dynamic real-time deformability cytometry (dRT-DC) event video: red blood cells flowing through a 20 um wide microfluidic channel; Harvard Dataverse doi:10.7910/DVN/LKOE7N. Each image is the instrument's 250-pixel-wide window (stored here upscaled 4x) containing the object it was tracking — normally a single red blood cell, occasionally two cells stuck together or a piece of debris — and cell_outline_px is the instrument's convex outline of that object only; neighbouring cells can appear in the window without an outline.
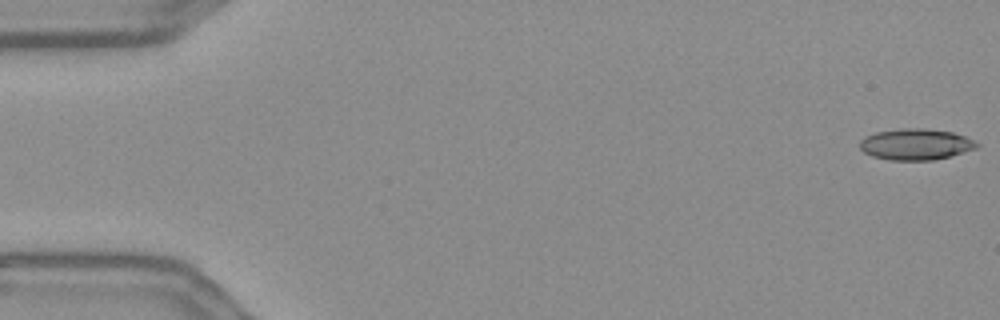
{"species": "Egyptian fruit bat (a non-hibernating species)", "species_latin": "Rousettus aegyptiacus", "temperature_condition": "warm", "stored_images_in_passage": 56, "camera_frame_rate_fps": 3000, "um_per_image_px": 0.085, "frame": {"image": 1, "passage_image": 1, "time_ms": 0.0, "image_size_px": [1000, 320], "cell_outline_px": [[980, 144], [976, 148], [948, 156], [932, 160], [888, 160], [872, 156], [864, 152], [860, 148], [860, 140], [864, 136], [876, 132], [900, 128], [928, 128], [952, 132], [964, 136]], "centroid_in_image_um": [77.79, 12.25], "position_along_channel_um": 7.2, "area_um2": 21.21}}
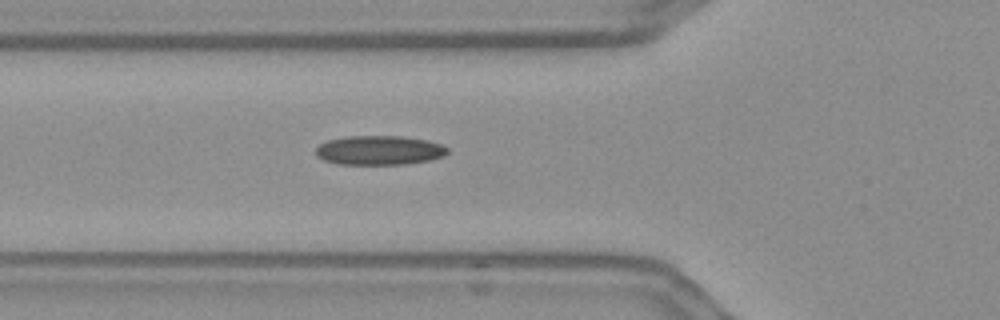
{"frame": {"image": 2, "passage_image": 20, "time_ms": 6.333, "image_size_px": [1000, 320], "cell_outline_px": [[448, 152], [444, 156], [428, 160], [408, 164], [336, 164], [324, 160], [316, 156], [316, 148], [320, 144], [328, 140], [344, 136], [404, 136], [428, 140], [440, 144], [448, 148]], "centroid_in_image_um": [32.23, 12.77], "position_along_channel_um": 93.6, "area_um2": 22.6}}
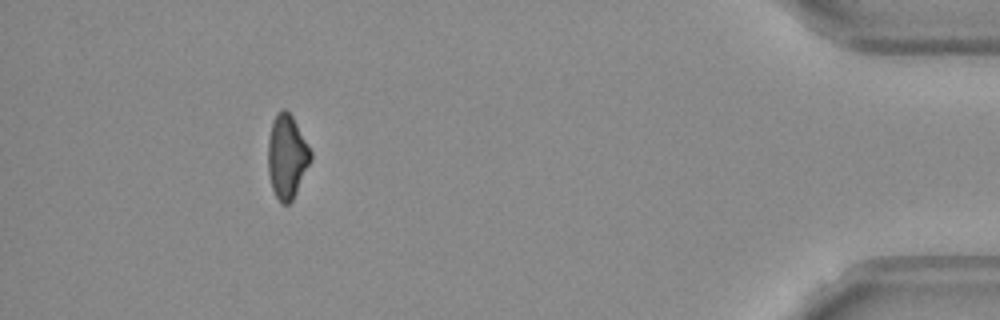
{"frame": {"image": 3, "passage_image": 51, "time_ms": 16.667, "image_size_px": [1000, 320], "cell_outline_px": [[312, 160], [292, 200], [288, 204], [280, 204], [272, 188], [268, 172], [268, 140], [272, 120], [276, 112], [280, 108], [284, 108], [292, 116], [312, 152]], "centroid_in_image_um": [24.38, 13.29], "position_along_channel_um": 410.8, "area_um2": 20.92}}